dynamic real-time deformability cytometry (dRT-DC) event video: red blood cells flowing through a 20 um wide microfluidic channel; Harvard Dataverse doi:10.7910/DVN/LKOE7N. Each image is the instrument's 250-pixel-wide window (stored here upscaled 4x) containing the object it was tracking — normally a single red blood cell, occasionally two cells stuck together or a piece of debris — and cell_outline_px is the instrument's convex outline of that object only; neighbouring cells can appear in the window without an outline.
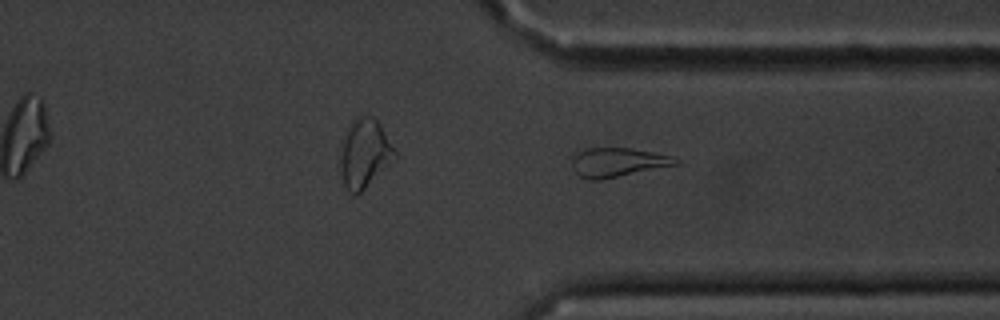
{"species": "common noctule bat (a hibernating species)", "species_latin": "Nyctalus noctula", "temperature_condition": "cold", "stored_images_in_passage": 14, "segment_of_instrument_passage": [2, 2], "camera_frame_rate_fps": 3000, "um_per_image_px": 0.085, "animal": {"sex": "male", "body_mass_g": 20.1, "forearm_length_mm": 53.5}, "frame": {"image": 1, "passage_image": 14, "time_ms": 16.667, "image_size_px": [1000, 320], "cell_outline_px": [[680, 164], [600, 180], [588, 180], [580, 176], [572, 168], [568, 156], [584, 148], [628, 148], [652, 152], [672, 156], [680, 160]], "centroid_in_image_um": [52.43, 13.79], "position_along_channel_um": 359.0, "area_um2": 17.92}}